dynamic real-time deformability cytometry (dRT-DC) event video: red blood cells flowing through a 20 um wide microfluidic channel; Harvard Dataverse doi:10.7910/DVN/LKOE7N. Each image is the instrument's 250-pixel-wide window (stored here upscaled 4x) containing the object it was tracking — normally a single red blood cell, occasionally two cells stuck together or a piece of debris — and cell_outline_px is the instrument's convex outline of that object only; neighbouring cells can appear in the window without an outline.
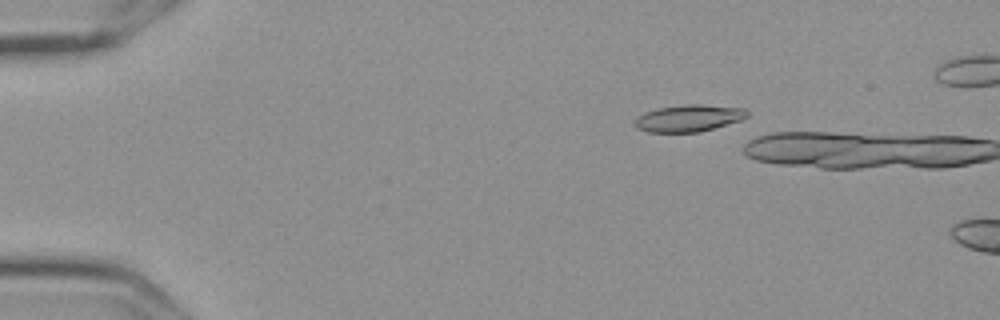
{"species": "Egyptian fruit bat (a non-hibernating species)", "species_latin": "Rousettus aegyptiacus", "temperature_condition": "cold", "stored_images_in_passage": 3, "camera_frame_rate_fps": 3000, "um_per_image_px": 0.085, "frame": {"image": 1, "passage_image": 2, "time_ms": 0.333, "image_size_px": [1000, 320], "cell_outline_px": [[748, 116], [740, 120], [700, 132], [648, 132], [636, 128], [636, 120], [644, 112], [656, 108], [688, 104], [700, 104], [744, 108], [748, 112]], "centroid_in_image_um": [58.55, 10.04], "position_along_channel_um": 26.5, "area_um2": 17.46}}